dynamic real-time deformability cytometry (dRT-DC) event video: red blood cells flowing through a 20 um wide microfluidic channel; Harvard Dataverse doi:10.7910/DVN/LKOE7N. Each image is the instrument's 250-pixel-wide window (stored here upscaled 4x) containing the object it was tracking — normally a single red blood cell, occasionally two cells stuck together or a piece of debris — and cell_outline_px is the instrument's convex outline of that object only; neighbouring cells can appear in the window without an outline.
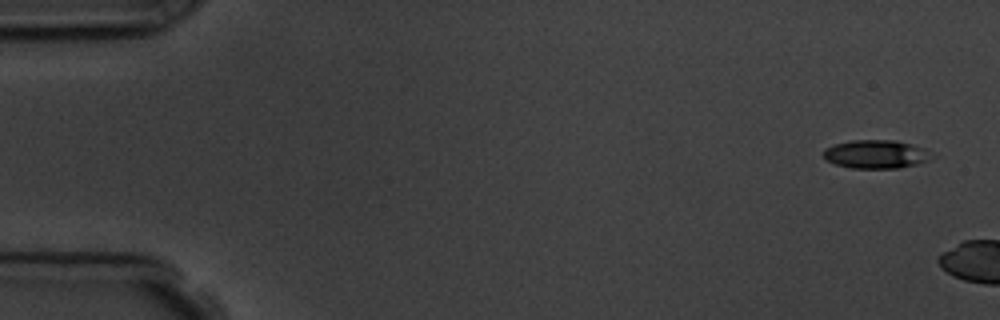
{"species": "common noctule bat (a hibernating species)", "species_latin": "Nyctalus noctula", "temperature_condition": "room temperature", "stored_images_in_passage": 2, "camera_frame_rate_fps": 3000, "um_per_image_px": 0.085, "animal": {"sex": "male", "body_mass_g": 19.5, "forearm_length_mm": 54.6}, "frame": {"image": 1, "passage_image": 1, "time_ms": 0.0, "image_size_px": [1000, 320], "cell_outline_px": [[928, 160], [916, 164], [900, 168], [852, 168], [836, 164], [828, 160], [824, 156], [824, 148], [836, 144], [852, 140], [896, 140], [912, 144], [924, 148]], "centroid_in_image_um": [74.4, 13.1], "position_along_channel_um": 10.6, "area_um2": 17.51}}